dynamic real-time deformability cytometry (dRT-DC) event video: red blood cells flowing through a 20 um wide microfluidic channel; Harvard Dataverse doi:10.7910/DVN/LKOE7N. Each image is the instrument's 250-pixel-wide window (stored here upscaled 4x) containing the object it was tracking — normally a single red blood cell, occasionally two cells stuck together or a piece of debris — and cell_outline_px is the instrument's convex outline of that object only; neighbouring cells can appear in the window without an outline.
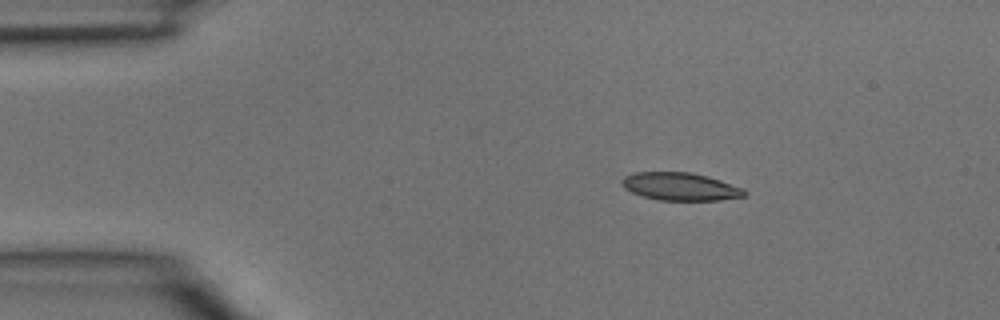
{"species": "common noctule bat (a hibernating species)", "species_latin": "Nyctalus noctula", "temperature_condition": "room temperature", "stored_images_in_passage": 2, "camera_frame_rate_fps": 3000, "um_per_image_px": 0.085, "animal": {"sex": "male", "body_mass_g": 15.6}, "frame": {"image": 1, "passage_image": 1, "time_ms": 0.0, "image_size_px": [1000, 320], "cell_outline_px": [[748, 192], [744, 196], [720, 200], [660, 200], [644, 196], [632, 192], [624, 188], [620, 184], [620, 180], [624, 176], [636, 172], [692, 172], [708, 176], [744, 188]], "centroid_in_image_um": [57.83, 15.85], "position_along_channel_um": 27.2, "area_um2": 19.94}}